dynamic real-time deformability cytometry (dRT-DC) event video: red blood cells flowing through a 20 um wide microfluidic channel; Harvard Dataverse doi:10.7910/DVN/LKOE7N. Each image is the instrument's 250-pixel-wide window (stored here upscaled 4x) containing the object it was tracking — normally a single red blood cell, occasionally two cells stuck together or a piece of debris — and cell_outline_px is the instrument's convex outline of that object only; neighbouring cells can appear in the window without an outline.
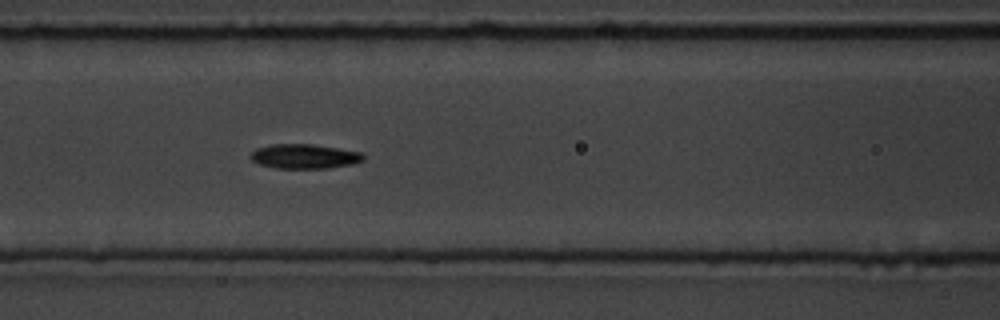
{"species": "common noctule bat (a hibernating species)", "species_latin": "Nyctalus noctula", "temperature_condition": "room temperature", "stored_images_in_passage": 6, "segment_of_instrument_passage": [1, 2], "camera_frame_rate_fps": 3000, "um_per_image_px": 0.085, "animal": {"sex": "male", "body_mass_g": 19.5, "forearm_length_mm": 54.6}, "frame": {"image": 1, "passage_image": 5, "time_ms": 4.667, "image_size_px": [1000, 320], "cell_outline_px": [[364, 160], [352, 164], [328, 168], [276, 168], [260, 164], [252, 160], [252, 152], [256, 148], [272, 144], [312, 144], [360, 152], [364, 156]], "centroid_in_image_um": [25.88, 13.29], "position_along_channel_um": 140.7, "area_um2": 15.9}}